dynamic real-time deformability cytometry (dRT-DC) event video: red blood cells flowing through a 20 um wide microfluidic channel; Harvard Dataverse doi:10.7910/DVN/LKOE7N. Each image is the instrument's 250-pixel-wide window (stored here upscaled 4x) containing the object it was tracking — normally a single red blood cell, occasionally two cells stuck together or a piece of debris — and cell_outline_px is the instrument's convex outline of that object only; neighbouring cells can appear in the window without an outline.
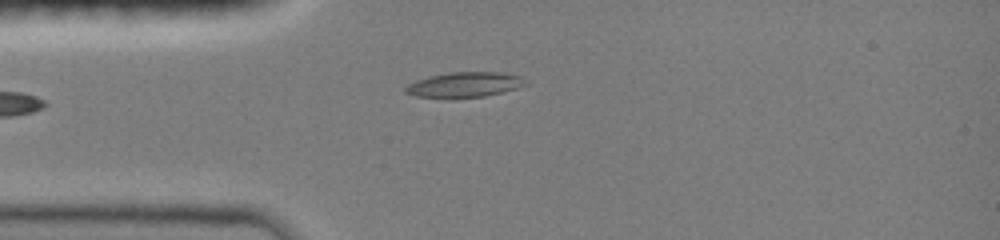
{"species": "common noctule bat (a hibernating species)", "species_latin": "Nyctalus noctula", "temperature_condition": "room temperature", "stored_images_in_passage": 21, "camera_frame_rate_fps": 3000, "um_per_image_px": 0.085, "animal": {"sex": "female", "body_mass_g": 19.0, "forearm_length_mm": 51.5}, "frame": {"image": 1, "passage_image": 1, "time_ms": 0.0, "image_size_px": [1000, 240], "cell_outline_px": [[528, 84], [520, 88], [484, 96], [452, 100], [416, 96], [404, 92], [404, 88], [408, 84], [416, 80], [428, 76], [448, 72], [504, 72], [524, 76]], "centroid_in_image_um": [39.5, 7.21], "position_along_channel_um": 45.5, "area_um2": 18.38}}
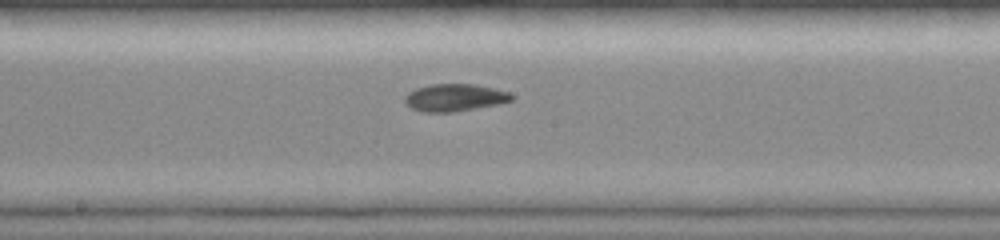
{"frame": {"image": 2, "passage_image": 12, "time_ms": 3.667, "image_size_px": [1000, 240], "cell_outline_px": [[512, 100], [500, 104], [452, 112], [424, 112], [412, 108], [404, 100], [404, 96], [408, 92], [416, 88], [432, 84], [476, 84], [496, 88], [508, 92], [512, 96]], "centroid_in_image_um": [38.65, 8.29], "position_along_channel_um": 209.5, "area_um2": 16.99}}
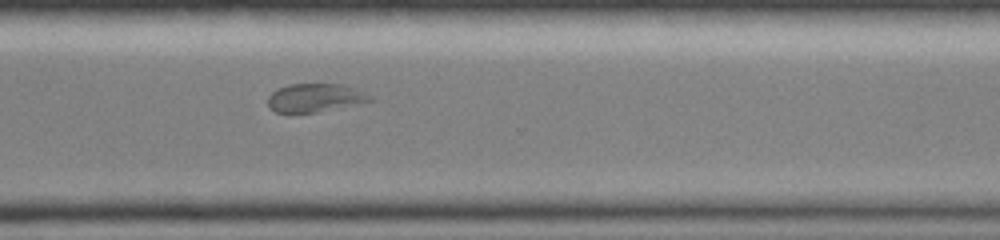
{"frame": {"image": 3, "passage_image": 21, "time_ms": 6.667, "image_size_px": [1000, 240], "cell_outline_px": [[372, 100], [316, 112], [292, 116], [276, 112], [268, 108], [268, 96], [276, 88], [288, 84], [340, 84], [356, 88], [372, 96]], "centroid_in_image_um": [26.66, 8.34], "position_along_channel_um": 343.9, "area_um2": 17.28}}